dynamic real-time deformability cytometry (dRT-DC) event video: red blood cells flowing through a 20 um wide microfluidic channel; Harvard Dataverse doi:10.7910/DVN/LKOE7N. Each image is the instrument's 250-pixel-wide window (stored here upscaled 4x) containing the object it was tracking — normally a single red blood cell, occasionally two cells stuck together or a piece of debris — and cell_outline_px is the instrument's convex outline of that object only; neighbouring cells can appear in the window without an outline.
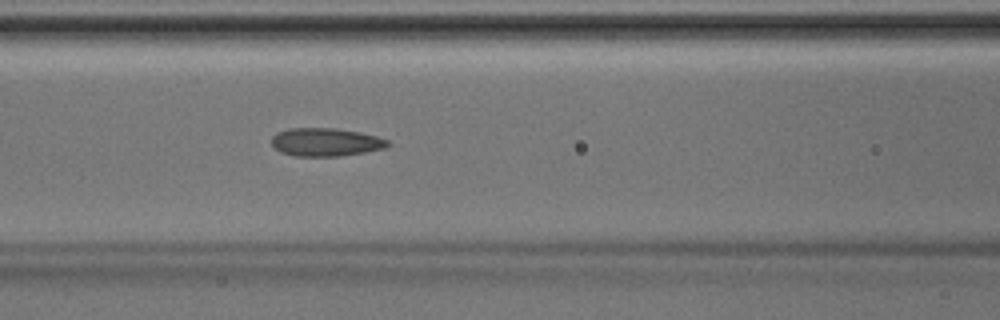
{"species": "Egyptian fruit bat (a non-hibernating species)", "species_latin": "Rousettus aegyptiacus", "temperature_condition": "room temperature", "stored_images_in_passage": 37, "camera_frame_rate_fps": 3000, "um_per_image_px": 0.085, "animal": {"sex": "male"}, "frame": {"image": 1, "passage_image": 11, "time_ms": 3.333, "image_size_px": [1000, 320], "cell_outline_px": [[392, 144], [384, 148], [364, 152], [340, 156], [296, 156], [280, 152], [272, 144], [272, 136], [276, 132], [288, 128], [336, 128], [360, 132], [376, 136], [388, 140]], "centroid_in_image_um": [27.68, 12.07], "position_along_channel_um": 138.9, "area_um2": 19.13}}